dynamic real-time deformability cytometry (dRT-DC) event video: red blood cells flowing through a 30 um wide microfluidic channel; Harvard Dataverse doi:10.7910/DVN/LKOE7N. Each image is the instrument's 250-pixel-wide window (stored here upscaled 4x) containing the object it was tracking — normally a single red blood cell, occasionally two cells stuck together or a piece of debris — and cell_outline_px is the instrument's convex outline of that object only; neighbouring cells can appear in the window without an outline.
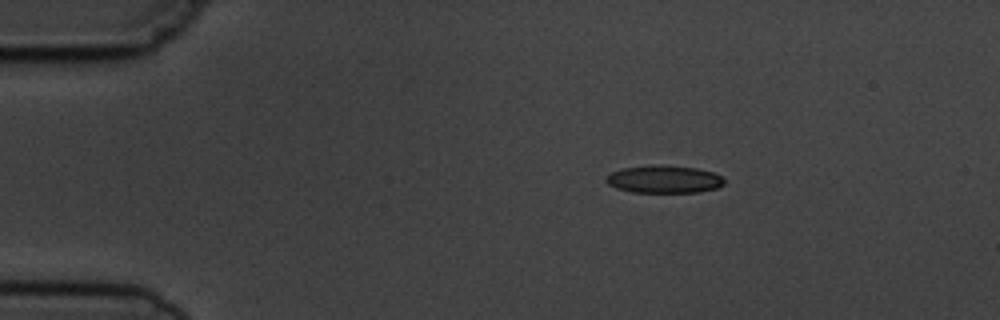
{"species": "common noctule bat (a hibernating species)", "species_latin": "Nyctalus noctula", "temperature_condition": "cold", "stored_images_in_passage": 3, "camera_frame_rate_fps": 3000, "um_per_image_px": 0.085, "animal": {"sex": "male", "body_mass_g": 19.5, "forearm_length_mm": 54.6}, "frame": {"image": 1, "passage_image": 1, "time_ms": 0.0, "image_size_px": [1000, 320], "cell_outline_px": [[724, 184], [716, 188], [696, 192], [632, 192], [616, 188], [608, 184], [604, 180], [604, 176], [612, 172], [624, 168], [648, 164], [660, 164], [696, 168], [712, 172], [720, 176], [724, 180]], "centroid_in_image_um": [56.38, 15.22], "position_along_channel_um": 28.6, "area_um2": 19.13}}
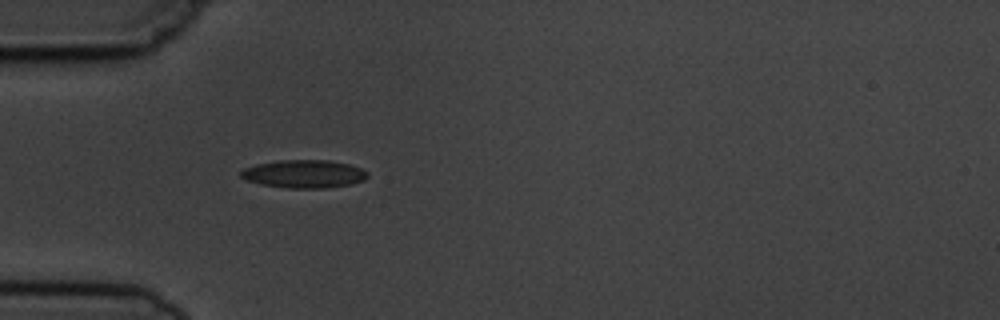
{"frame": {"image": 2, "passage_image": 3, "time_ms": 2.333, "image_size_px": [1000, 320], "cell_outline_px": [[368, 176], [364, 180], [352, 184], [324, 188], [288, 188], [260, 184], [248, 180], [240, 176], [240, 172], [244, 168], [256, 164], [280, 160], [328, 160], [348, 164], [360, 168], [368, 172]], "centroid_in_image_um": [25.85, 14.78], "position_along_channel_um": 59.2, "area_um2": 20.63}}